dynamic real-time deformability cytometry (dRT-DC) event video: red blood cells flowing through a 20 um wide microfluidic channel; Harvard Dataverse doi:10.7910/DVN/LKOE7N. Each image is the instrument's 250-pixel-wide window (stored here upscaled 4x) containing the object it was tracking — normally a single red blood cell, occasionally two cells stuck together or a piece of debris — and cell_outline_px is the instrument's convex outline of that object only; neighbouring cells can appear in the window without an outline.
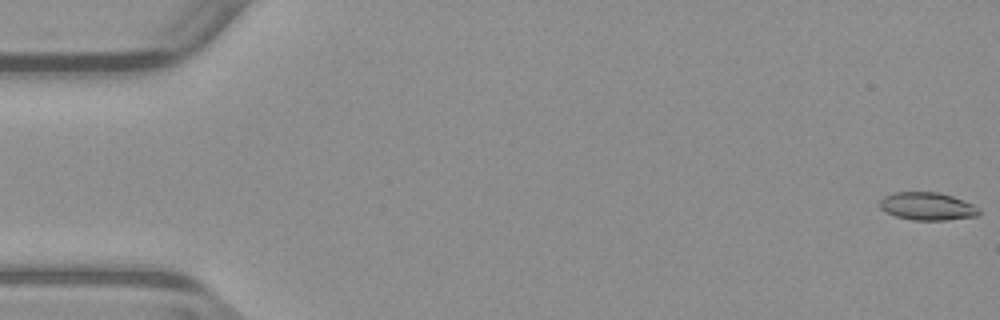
{"species": "common noctule bat (a hibernating species)", "species_latin": "Nyctalus noctula", "temperature_condition": "warm", "stored_images_in_passage": 46, "camera_frame_rate_fps": 3000, "um_per_image_px": 0.085, "animal": {"sex": "male", "body_mass_g": 23.1, "forearm_length_mm": 52.7}, "frame": {"image": 1, "passage_image": 1, "time_ms": 0.0, "image_size_px": [1000, 320], "cell_outline_px": [[980, 216], [944, 220], [912, 220], [896, 216], [884, 212], [880, 208], [880, 200], [884, 196], [892, 192], [940, 192], [964, 200], [980, 208]], "centroid_in_image_um": [78.83, 17.53], "position_along_channel_um": 6.2, "area_um2": 16.3}}
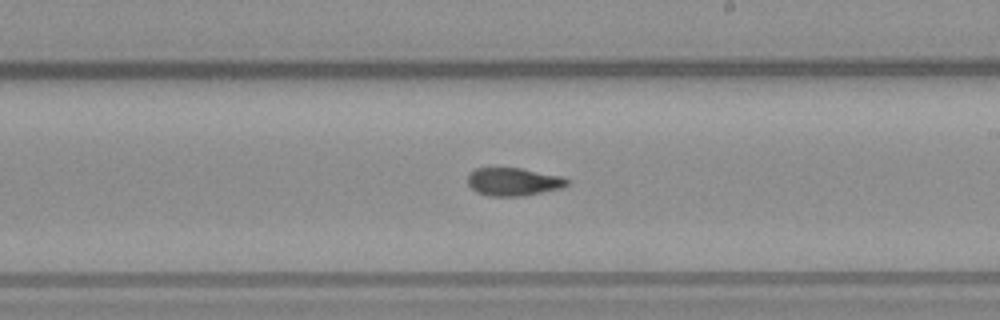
{"frame": {"image": 2, "passage_image": 31, "time_ms": 10.0, "image_size_px": [1000, 320], "cell_outline_px": [[572, 180], [568, 184], [560, 188], [524, 196], [488, 196], [476, 192], [468, 184], [468, 176], [476, 168], [520, 168], [564, 176]], "centroid_in_image_um": [43.68, 15.45], "position_along_channel_um": 245.3, "area_um2": 16.3}}
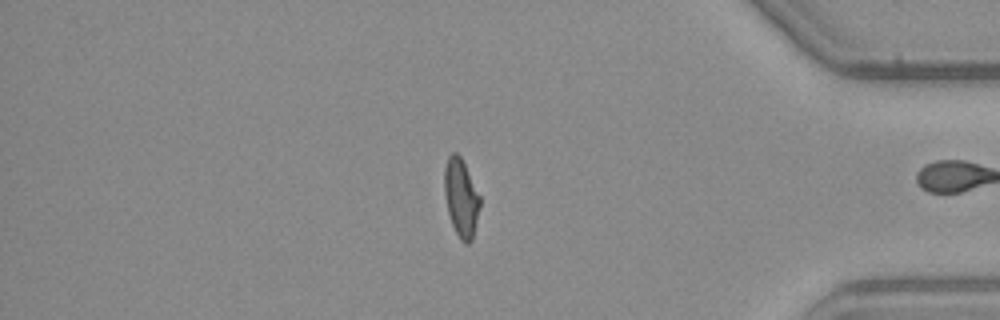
{"frame": {"image": 3, "passage_image": 45, "time_ms": 14.667, "image_size_px": [1000, 320], "cell_outline_px": [[480, 208], [472, 240], [468, 244], [464, 244], [460, 240], [452, 224], [448, 212], [444, 192], [444, 168], [448, 156], [452, 152], [456, 152], [460, 156], [480, 196]], "centroid_in_image_um": [39.19, 16.83], "position_along_channel_um": 396.0, "area_um2": 16.13}, "authors_computed_cell_mechanics": {"area_um2": 16.5886, "velocity_mm_per_s": 3.9538, "shape_relaxation_time_tau1_ms": null, "shape_relaxation_time_tau2_ms": 2.4151, "deformation_change_tau1": null, "deformation_change_tau2": 0.0923}}